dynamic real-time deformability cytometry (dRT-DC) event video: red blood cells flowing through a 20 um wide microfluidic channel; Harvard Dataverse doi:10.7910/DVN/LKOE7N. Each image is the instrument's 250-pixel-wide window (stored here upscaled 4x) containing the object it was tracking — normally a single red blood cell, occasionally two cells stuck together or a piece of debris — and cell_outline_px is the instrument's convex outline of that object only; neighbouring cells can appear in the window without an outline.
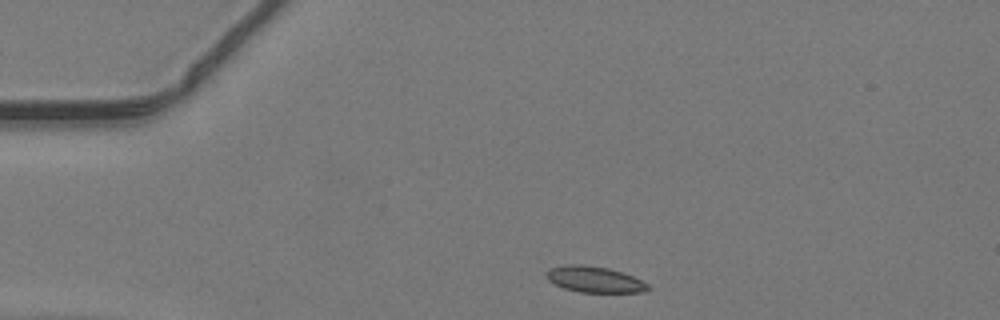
{"species": "common noctule bat (a hibernating species)", "species_latin": "Nyctalus noctula", "temperature_condition": "warm", "stored_images_in_passage": 38, "camera_frame_rate_fps": 3000, "um_per_image_px": 0.085, "animal": {"sex": "male", "body_mass_g": 19.2, "forearm_length_mm": 51.8}, "frame": {"image": 1, "passage_image": 1, "time_ms": 0.0, "image_size_px": [1000, 320], "cell_outline_px": [[648, 288], [644, 292], [580, 292], [564, 288], [548, 280], [544, 272], [548, 268], [564, 264], [584, 264], [608, 268], [632, 276], [648, 284]], "centroid_in_image_um": [50.46, 23.73], "position_along_channel_um": 34.5, "area_um2": 15.37}}
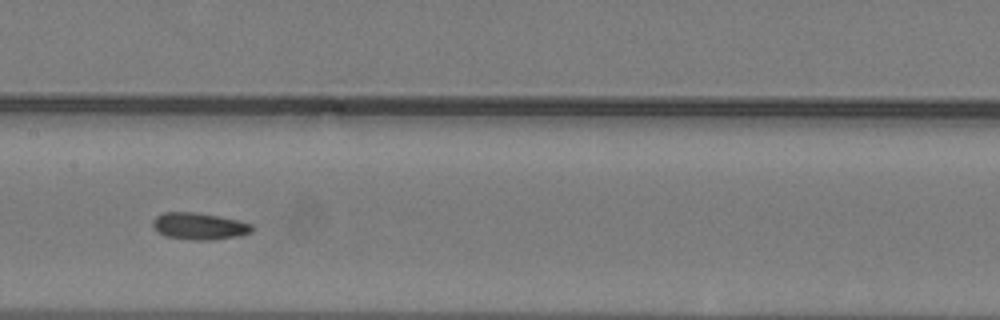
{"frame": {"image": 2, "passage_image": 15, "time_ms": 4.667, "image_size_px": [1000, 320], "cell_outline_px": [[256, 228], [252, 232], [240, 236], [212, 240], [196, 240], [164, 236], [152, 224], [152, 220], [156, 216], [164, 212], [196, 212], [236, 220], [252, 224]], "centroid_in_image_um": [16.97, 19.23], "position_along_channel_um": 190.4, "area_um2": 15.49}}
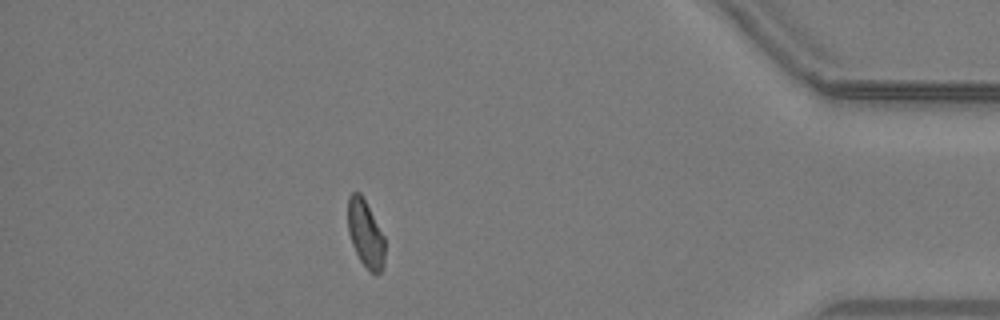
{"frame": {"image": 3, "passage_image": 33, "time_ms": 10.667, "image_size_px": [1000, 320], "cell_outline_px": [[384, 264], [380, 272], [376, 276], [360, 260], [352, 244], [348, 232], [348, 196], [352, 192], [360, 192], [384, 236]], "centroid_in_image_um": [31.06, 19.86], "position_along_channel_um": 404.1, "area_um2": 14.28}}